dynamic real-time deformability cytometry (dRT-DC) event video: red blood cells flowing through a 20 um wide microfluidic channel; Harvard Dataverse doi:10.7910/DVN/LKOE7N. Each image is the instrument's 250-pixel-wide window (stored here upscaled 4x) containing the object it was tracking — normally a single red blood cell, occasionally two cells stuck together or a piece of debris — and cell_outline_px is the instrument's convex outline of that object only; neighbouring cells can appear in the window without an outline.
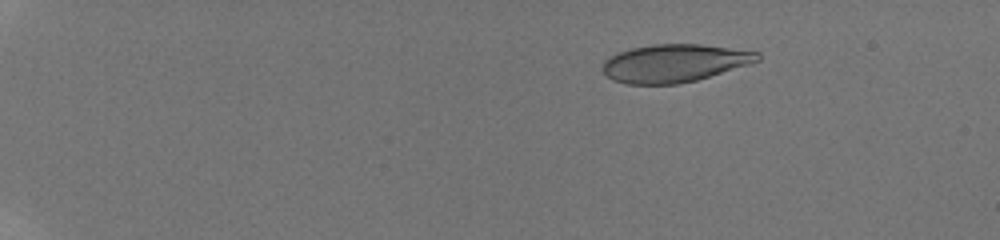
{"species": "human", "species_latin": "Homo sapiens", "temperature_condition": "room temperature", "stored_images_in_passage": 8, "camera_frame_rate_fps": 3000, "um_per_image_px": 0.085, "donor": {"sex": "male"}, "frame": {"image": 1, "passage_image": 1, "time_ms": 0.0, "image_size_px": [1000, 240], "cell_outline_px": [[760, 60], [748, 64], [696, 80], [676, 84], [628, 84], [612, 80], [600, 68], [604, 60], [620, 52], [632, 48], [652, 44], [700, 44], [760, 52]], "centroid_in_image_um": [57.29, 5.37], "position_along_channel_um": 27.7, "area_um2": 33.93}}
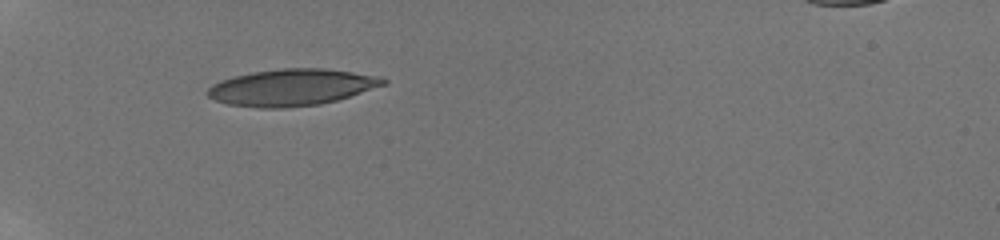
{"frame": {"image": 2, "passage_image": 6, "time_ms": 3.667, "image_size_px": [1000, 240], "cell_outline_px": [[388, 84], [336, 100], [320, 104], [284, 108], [260, 108], [228, 104], [216, 100], [208, 96], [204, 92], [212, 84], [220, 80], [252, 72], [280, 68], [324, 68], [384, 76], [388, 80]], "centroid_in_image_um": [24.83, 7.42], "position_along_channel_um": 60.2, "area_um2": 37.74}}